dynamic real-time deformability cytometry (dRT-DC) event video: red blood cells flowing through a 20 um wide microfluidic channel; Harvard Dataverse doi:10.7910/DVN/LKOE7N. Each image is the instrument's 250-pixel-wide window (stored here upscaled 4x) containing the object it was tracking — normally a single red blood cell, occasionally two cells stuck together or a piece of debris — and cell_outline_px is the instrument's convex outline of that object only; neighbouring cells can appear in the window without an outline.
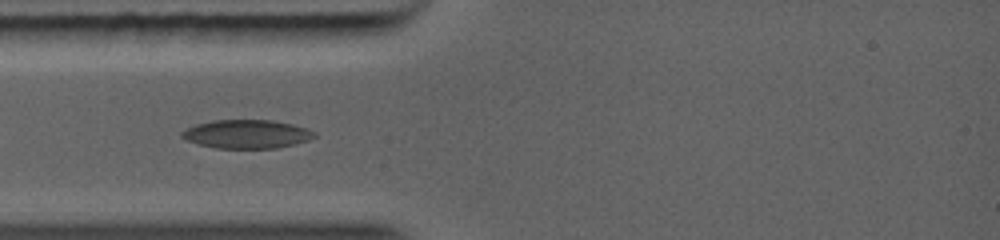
{"species": "common noctule bat (a hibernating species)", "species_latin": "Nyctalus noctula", "temperature_condition": "warm", "stored_images_in_passage": 15, "camera_frame_rate_fps": 5000, "um_per_image_px": 0.085, "animal": {"sex": "female", "body_mass_g": 19.0, "forearm_length_mm": 56.7}, "frame": {"image": 1, "passage_image": 5, "time_ms": 1.0, "image_size_px": [1000, 240], "cell_outline_px": [[316, 136], [308, 140], [296, 144], [276, 148], [216, 148], [200, 144], [188, 140], [180, 136], [180, 132], [196, 124], [212, 120], [272, 120], [292, 124], [308, 128], [316, 132]], "centroid_in_image_um": [21.01, 11.39], "position_along_channel_um": 64.0, "area_um2": 22.08}}